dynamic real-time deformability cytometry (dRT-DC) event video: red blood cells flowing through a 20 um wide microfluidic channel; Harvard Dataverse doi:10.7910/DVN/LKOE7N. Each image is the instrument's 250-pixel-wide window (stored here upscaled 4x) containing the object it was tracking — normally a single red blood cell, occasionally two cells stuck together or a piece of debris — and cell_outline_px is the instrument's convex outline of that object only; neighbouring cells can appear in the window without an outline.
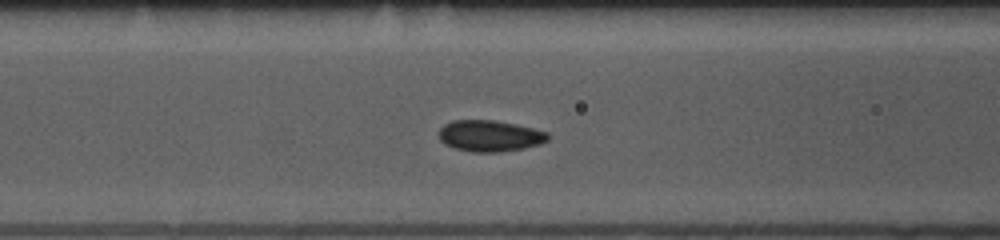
{"species": "common noctule bat (a hibernating species)", "species_latin": "Nyctalus noctula", "temperature_condition": "room temperature", "stored_images_in_passage": 39, "camera_frame_rate_fps": 3000, "um_per_image_px": 0.085, "animal": {"sex": "female", "body_mass_g": 10.0, "forearm_length_mm": 53.1}, "frame": {"image": 1, "passage_image": 6, "time_ms": 1.667, "image_size_px": [1000, 240], "cell_outline_px": [[552, 136], [548, 140], [540, 144], [524, 148], [500, 152], [472, 152], [456, 148], [444, 144], [440, 140], [440, 128], [444, 124], [452, 120], [492, 120], [516, 124], [548, 132]], "centroid_in_image_um": [41.66, 11.55], "position_along_channel_um": 124.9, "area_um2": 19.94}}
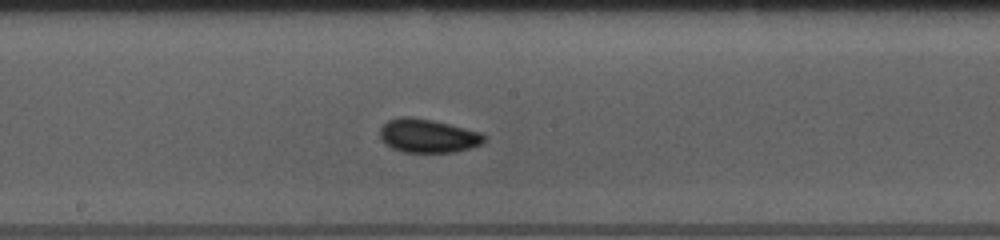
{"frame": {"image": 2, "passage_image": 13, "time_ms": 4.0, "image_size_px": [1000, 240], "cell_outline_px": [[484, 140], [480, 144], [472, 148], [456, 152], [404, 152], [392, 148], [380, 136], [380, 128], [388, 120], [400, 116], [412, 116], [432, 120], [480, 132], [484, 136]], "centroid_in_image_um": [36.36, 11.54], "position_along_channel_um": 211.8, "area_um2": 20.23}}
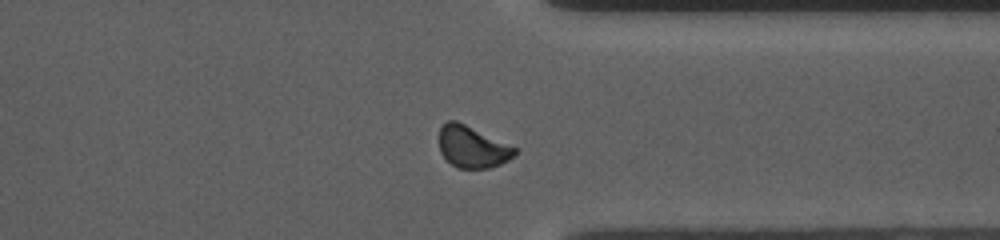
{"frame": {"image": 3, "passage_image": 26, "time_ms": 8.333, "image_size_px": [1000, 240], "cell_outline_px": [[520, 148], [508, 160], [500, 164], [488, 168], [456, 168], [440, 152], [440, 128], [448, 120], [456, 120]], "centroid_in_image_um": [40.18, 12.48], "position_along_channel_um": 371.2, "area_um2": 18.38}, "authors_computed_cell_mechanics": {"area_um2": 18.7272, "velocity_mm_per_s": 3.7305, "shape_relaxation_time_tau1_ms": 2.3926, "shape_relaxation_time_tau2_ms": null, "deformation_change_tau1": 0.0613, "deformation_change_tau2": null}}